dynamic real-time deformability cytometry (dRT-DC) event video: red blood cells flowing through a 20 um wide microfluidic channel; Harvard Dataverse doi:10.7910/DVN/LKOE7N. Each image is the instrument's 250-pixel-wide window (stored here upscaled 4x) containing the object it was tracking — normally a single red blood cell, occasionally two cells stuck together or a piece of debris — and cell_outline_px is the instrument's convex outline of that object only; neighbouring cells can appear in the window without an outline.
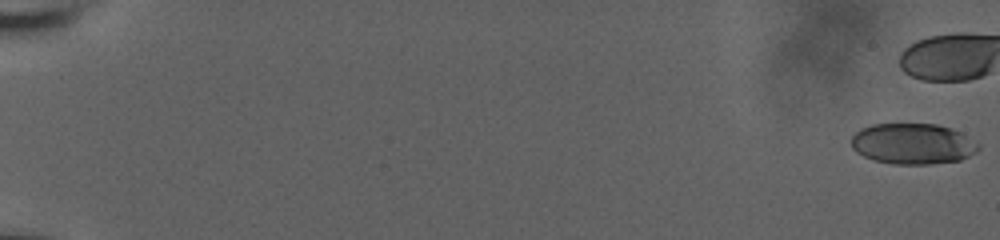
{"species": "human", "species_latin": "Homo sapiens", "temperature_condition": "room temperature", "stored_images_in_passage": 13, "camera_frame_rate_fps": 3000, "um_per_image_px": 0.085, "donor": {"sex": "male"}, "frame": {"image": 1, "passage_image": 1, "time_ms": 0.0, "image_size_px": [1000, 240], "cell_outline_px": [[980, 148], [976, 152], [960, 160], [928, 164], [892, 164], [876, 160], [864, 156], [856, 152], [852, 148], [852, 136], [860, 128], [872, 124], [936, 124], [952, 128], [960, 132], [980, 144]], "centroid_in_image_um": [77.59, 12.21], "position_along_channel_um": 7.4, "area_um2": 30.23}}
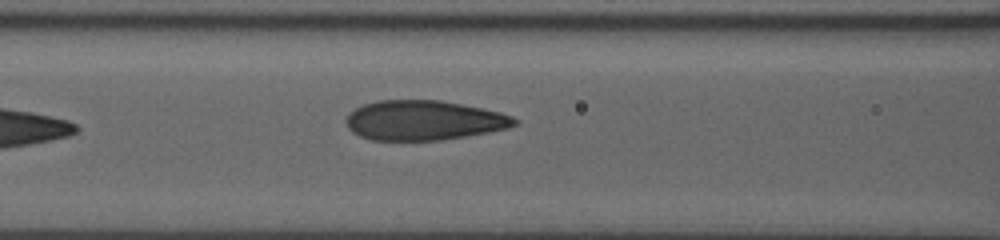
{"frame": {"image": 2, "passage_image": 13, "time_ms": 4.0, "image_size_px": [1000, 240], "cell_outline_px": [[520, 120], [516, 124], [508, 128], [488, 132], [440, 140], [372, 140], [360, 136], [352, 132], [348, 128], [344, 120], [348, 112], [364, 104], [376, 100], [440, 100], [500, 112], [512, 116]], "centroid_in_image_um": [35.98, 10.22], "position_along_channel_um": 130.6, "area_um2": 39.02}}